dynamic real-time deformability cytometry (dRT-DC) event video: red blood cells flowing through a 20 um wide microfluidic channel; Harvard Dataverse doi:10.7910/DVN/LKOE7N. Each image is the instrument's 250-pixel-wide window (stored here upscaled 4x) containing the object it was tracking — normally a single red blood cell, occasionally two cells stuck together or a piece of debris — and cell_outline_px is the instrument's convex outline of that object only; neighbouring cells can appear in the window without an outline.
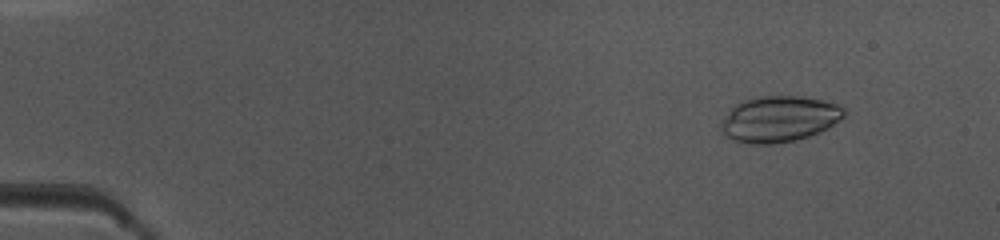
{"species": "common noctule bat (a hibernating species)", "species_latin": "Nyctalus noctula", "temperature_condition": "warm", "stored_images_in_passage": 49, "camera_frame_rate_fps": 3000, "um_per_image_px": 0.085, "animal": {"sex": "female", "body_mass_g": 10.0, "forearm_length_mm": 53.1}, "frame": {"image": 1, "passage_image": 6, "time_ms": 1.667, "image_size_px": [1000, 240], "cell_outline_px": [[844, 116], [840, 120], [828, 128], [808, 136], [796, 140], [776, 144], [748, 144], [736, 140], [728, 136], [724, 132], [720, 124], [724, 116], [736, 104], [744, 100], [760, 96], [800, 96], [820, 100], [836, 104], [844, 108]], "centroid_in_image_um": [66.23, 10.12], "position_along_channel_um": 18.8, "area_um2": 32.66}}
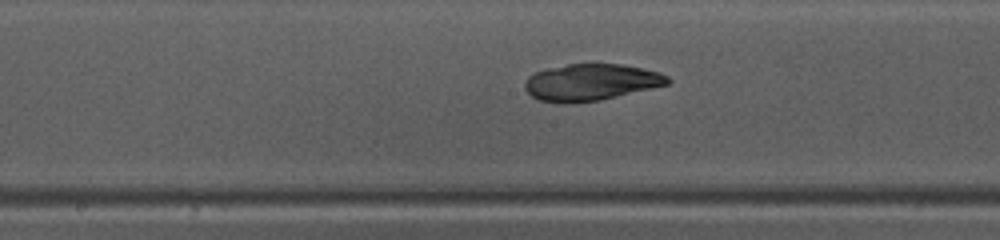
{"frame": {"image": 2, "passage_image": 26, "time_ms": 8.333, "image_size_px": [1000, 240], "cell_outline_px": [[672, 80], [668, 84], [652, 88], [600, 100], [572, 104], [564, 104], [540, 100], [532, 96], [524, 88], [524, 84], [528, 76], [536, 72], [548, 68], [568, 64], [620, 64], [660, 72], [668, 76]], "centroid_in_image_um": [50.22, 7.0], "position_along_channel_um": 198.0, "area_um2": 30.52}}
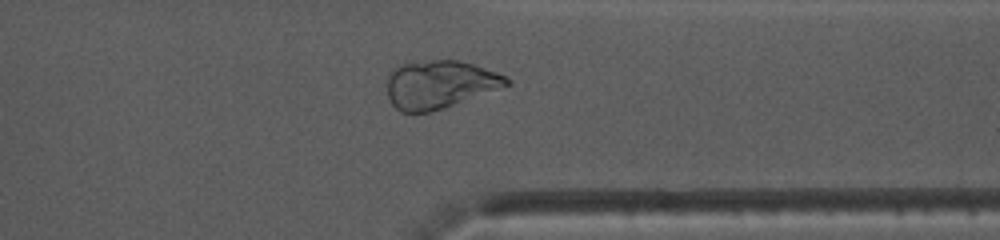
{"frame": {"image": 3, "passage_image": 39, "time_ms": 12.667, "image_size_px": [1000, 240], "cell_outline_px": [[512, 84], [444, 108], [432, 112], [400, 112], [388, 100], [388, 76], [392, 68], [400, 64], [432, 60], [460, 60], [476, 64], [508, 76], [512, 80]], "centroid_in_image_um": [37.4, 7.17], "position_along_channel_um": 374.0, "area_um2": 33.81}}